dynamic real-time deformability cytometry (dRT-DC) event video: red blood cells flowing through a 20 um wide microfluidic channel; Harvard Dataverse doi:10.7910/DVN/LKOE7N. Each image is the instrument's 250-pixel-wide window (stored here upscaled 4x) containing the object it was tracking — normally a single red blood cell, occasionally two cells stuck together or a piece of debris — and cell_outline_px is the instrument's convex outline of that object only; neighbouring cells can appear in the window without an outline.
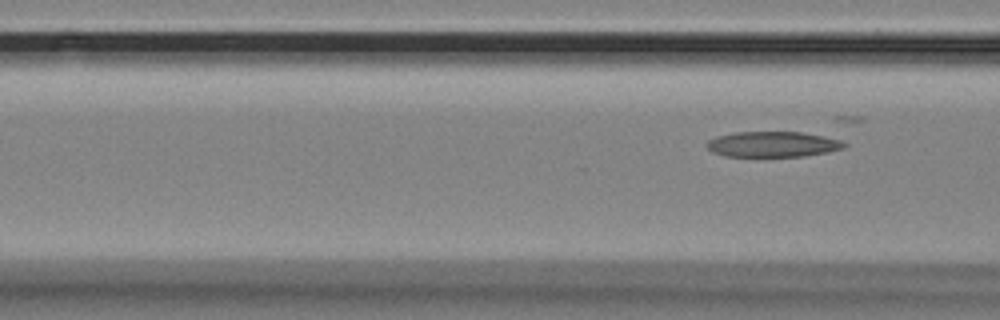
{"species": "Egyptian fruit bat (a non-hibernating species)", "species_latin": "Rousettus aegyptiacus", "temperature_condition": "room temperature", "stored_images_in_passage": 7, "camera_frame_rate_fps": 3000, "um_per_image_px": 0.085, "animal": {"sex": "female"}, "frame": {"image": 1, "passage_image": 7, "time_ms": 2.0, "image_size_px": [1000, 320], "cell_outline_px": [[848, 144], [844, 148], [828, 152], [804, 156], [724, 156], [712, 152], [704, 144], [708, 140], [716, 136], [736, 132], [800, 132], [824, 136], [840, 140]], "centroid_in_image_um": [65.67, 12.26], "position_along_channel_um": 100.9, "area_um2": 20.46}}